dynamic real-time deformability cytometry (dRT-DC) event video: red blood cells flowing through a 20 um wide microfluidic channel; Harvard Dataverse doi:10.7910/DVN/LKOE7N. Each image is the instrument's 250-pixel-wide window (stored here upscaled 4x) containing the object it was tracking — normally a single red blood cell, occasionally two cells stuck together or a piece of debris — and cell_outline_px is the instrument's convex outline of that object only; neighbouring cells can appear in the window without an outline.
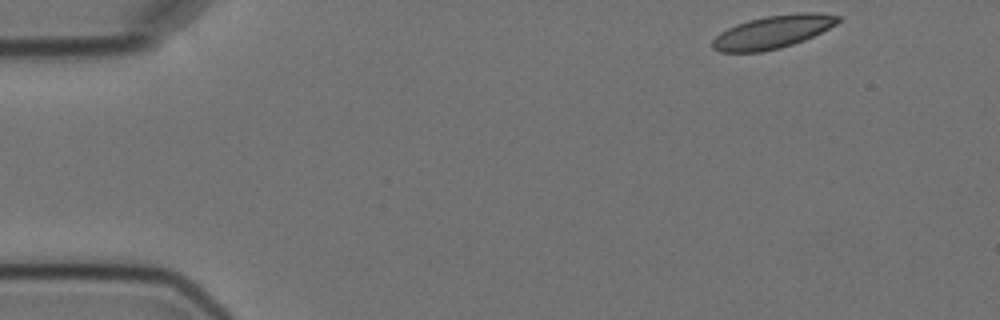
{"species": "Egyptian fruit bat (a non-hibernating species)", "species_latin": "Rousettus aegyptiacus", "temperature_condition": "cold", "stored_images_in_passage": 4, "camera_frame_rate_fps": 3000, "um_per_image_px": 0.085, "animal": {"sex": "female"}, "frame": {"image": 1, "passage_image": 1, "time_ms": 0.0, "image_size_px": [1000, 320], "cell_outline_px": [[844, 20], [804, 40], [780, 48], [760, 52], [720, 52], [712, 48], [712, 40], [720, 32], [736, 24], [748, 20], [764, 16], [796, 12], [820, 12], [844, 16]], "centroid_in_image_um": [65.72, 2.69], "position_along_channel_um": 19.3, "area_um2": 24.39}}
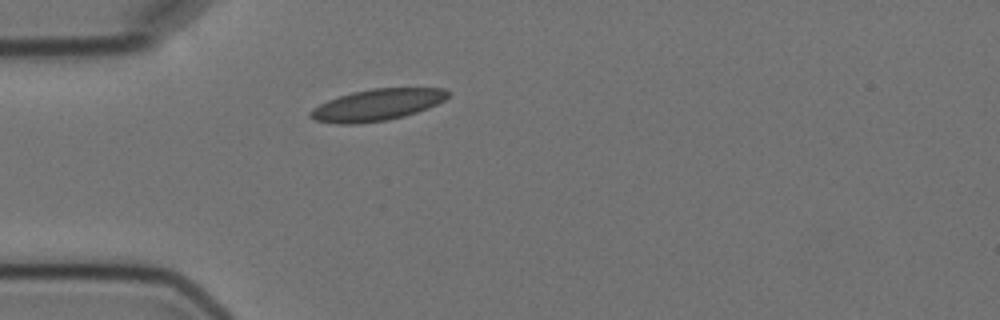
{"frame": {"image": 2, "passage_image": 4, "time_ms": 3.333, "image_size_px": [1000, 320], "cell_outline_px": [[452, 92], [444, 100], [428, 108], [404, 116], [388, 120], [356, 124], [336, 124], [316, 120], [308, 116], [308, 112], [312, 108], [328, 100], [352, 92], [372, 88], [444, 88]], "centroid_in_image_um": [32.05, 8.91], "position_along_channel_um": 53.0, "area_um2": 25.37}}